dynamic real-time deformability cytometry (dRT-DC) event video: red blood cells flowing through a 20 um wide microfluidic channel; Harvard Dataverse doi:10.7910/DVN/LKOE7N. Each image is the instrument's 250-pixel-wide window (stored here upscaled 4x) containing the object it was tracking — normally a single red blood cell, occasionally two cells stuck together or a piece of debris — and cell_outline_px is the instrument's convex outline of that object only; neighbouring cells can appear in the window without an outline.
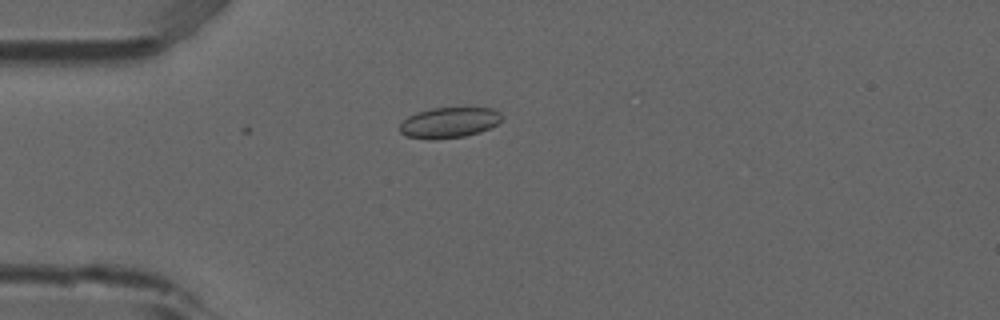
{"species": "common noctule bat (a hibernating species)", "species_latin": "Nyctalus noctula", "temperature_condition": "room temperature", "stored_images_in_passage": 4, "camera_frame_rate_fps": 3000, "um_per_image_px": 0.085, "animal": {"sex": "male", "forearm_length_mm": 52.5}, "frame": {"image": 1, "passage_image": 4, "time_ms": 1.0, "image_size_px": [1000, 320], "cell_outline_px": [[504, 116], [496, 124], [480, 132], [464, 136], [432, 140], [428, 140], [408, 136], [400, 132], [400, 124], [408, 116], [416, 112], [432, 108], [492, 108], [500, 112]], "centroid_in_image_um": [38.17, 10.42], "position_along_channel_um": 46.8, "area_um2": 18.15}}